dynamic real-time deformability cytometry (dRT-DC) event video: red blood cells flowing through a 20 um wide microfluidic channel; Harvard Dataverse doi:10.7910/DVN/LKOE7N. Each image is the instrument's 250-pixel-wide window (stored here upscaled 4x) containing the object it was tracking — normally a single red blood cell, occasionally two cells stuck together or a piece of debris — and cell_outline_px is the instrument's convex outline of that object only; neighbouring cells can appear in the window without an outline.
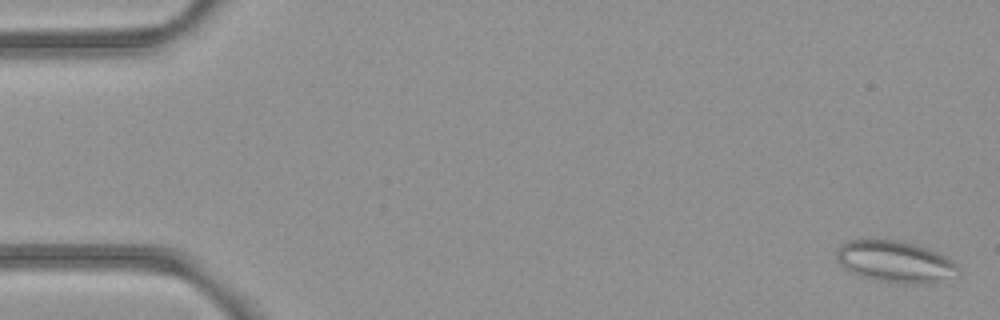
{"species": "common noctule bat (a hibernating species)", "species_latin": "Nyctalus noctula", "temperature_condition": "room temperature", "stored_images_in_passage": 54, "segment_of_instrument_passage": [1, 2], "camera_frame_rate_fps": 3000, "um_per_image_px": 0.085, "animal": {"sex": "female", "body_mass_g": 21.9}, "frame": {"image": 1, "passage_image": 2, "time_ms": 0.333, "image_size_px": [1000, 320], "cell_outline_px": [[960, 276], [932, 284], [900, 284], [876, 280], [860, 276], [844, 268], [836, 260], [836, 248], [840, 244], [848, 240], [896, 240], [928, 248], [952, 260], [960, 268]], "centroid_in_image_um": [76.13, 22.27], "position_along_channel_um": 8.9, "area_um2": 30.0}}
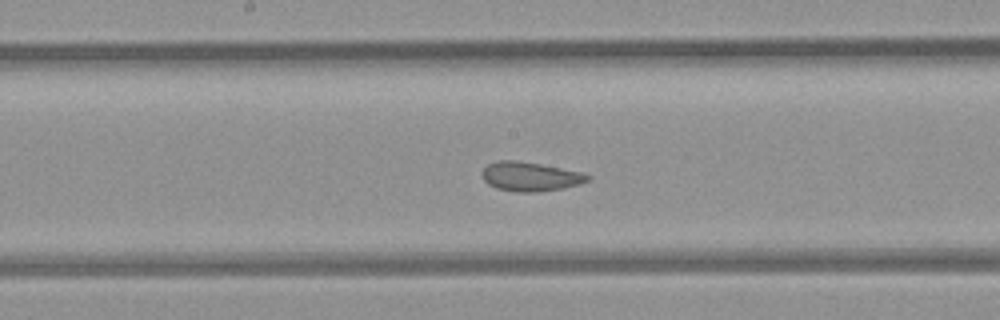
{"frame": {"image": 2, "passage_image": 28, "time_ms": 9.0, "image_size_px": [1000, 320], "cell_outline_px": [[592, 180], [580, 184], [564, 188], [536, 192], [516, 192], [496, 188], [488, 184], [484, 180], [480, 172], [488, 164], [500, 160], [516, 160], [540, 164], [580, 172], [592, 176]], "centroid_in_image_um": [45.07, 15.01], "position_along_channel_um": 203.1, "area_um2": 18.03}}
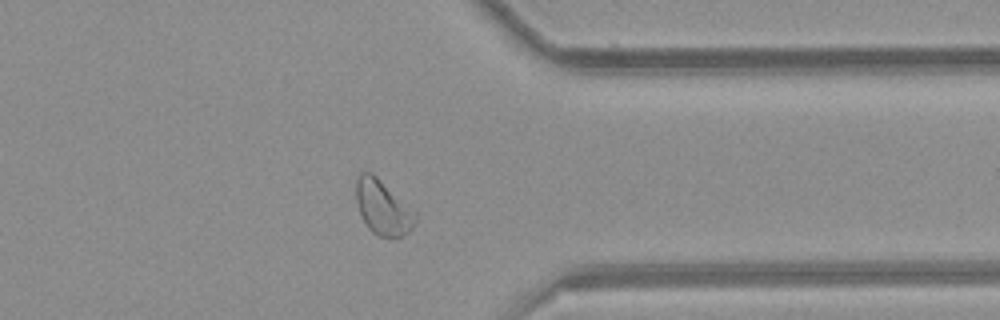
{"frame": {"image": 3, "passage_image": 42, "time_ms": 13.667, "image_size_px": [1000, 320], "cell_outline_px": [[416, 220], [412, 228], [408, 232], [396, 240], [376, 236], [368, 228], [360, 216], [356, 200], [356, 180], [360, 172], [372, 172], [416, 208]], "centroid_in_image_um": [32.58, 17.65], "position_along_channel_um": 378.8, "area_um2": 19.83}}